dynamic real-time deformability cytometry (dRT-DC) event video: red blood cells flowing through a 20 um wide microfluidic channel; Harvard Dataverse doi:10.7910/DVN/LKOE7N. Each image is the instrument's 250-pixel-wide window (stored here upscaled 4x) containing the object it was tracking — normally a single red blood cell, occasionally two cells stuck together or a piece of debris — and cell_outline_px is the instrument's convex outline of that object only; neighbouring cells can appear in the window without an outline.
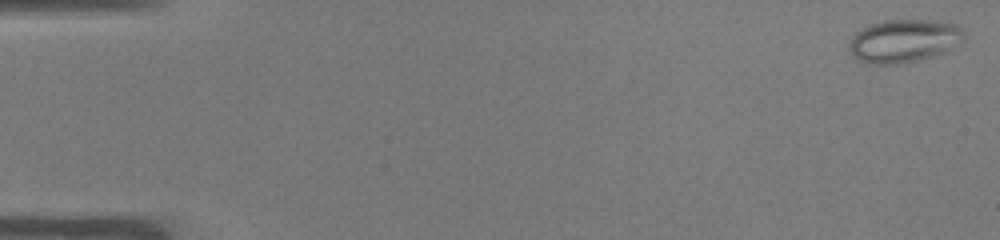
{"species": "common noctule bat (a hibernating species)", "species_latin": "Nyctalus noctula", "temperature_condition": "warm", "stored_images_in_passage": 52, "camera_frame_rate_fps": 3000, "um_per_image_px": 0.085, "animal": {"sex": "male", "body_mass_g": 19.0, "forearm_length_mm": 50.8}, "frame": {"image": 1, "passage_image": 1, "time_ms": 0.0, "image_size_px": [1000, 240], "cell_outline_px": [[964, 36], [960, 40], [944, 52], [932, 56], [916, 60], [896, 64], [868, 64], [852, 56], [848, 44], [852, 32], [860, 28], [884, 20], [928, 20], [956, 24], [964, 32]], "centroid_in_image_um": [76.73, 3.47], "position_along_channel_um": 8.3, "area_um2": 28.67}}
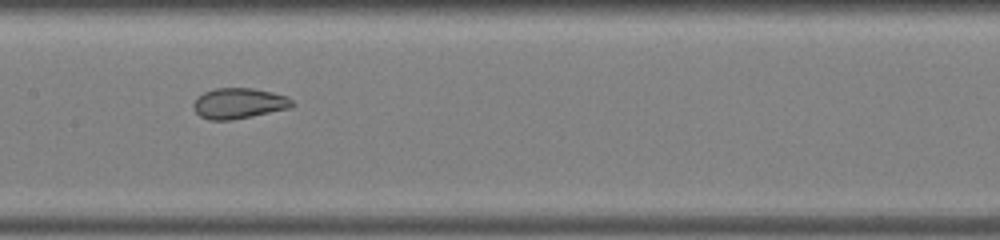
{"frame": {"image": 2, "passage_image": 26, "time_ms": 8.333, "image_size_px": [1000, 240], "cell_outline_px": [[296, 104], [292, 108], [232, 120], [208, 120], [200, 116], [192, 108], [192, 104], [196, 96], [204, 92], [216, 88], [252, 88], [272, 92], [288, 96]], "centroid_in_image_um": [20.3, 8.79], "position_along_channel_um": 187.1, "area_um2": 17.92}}
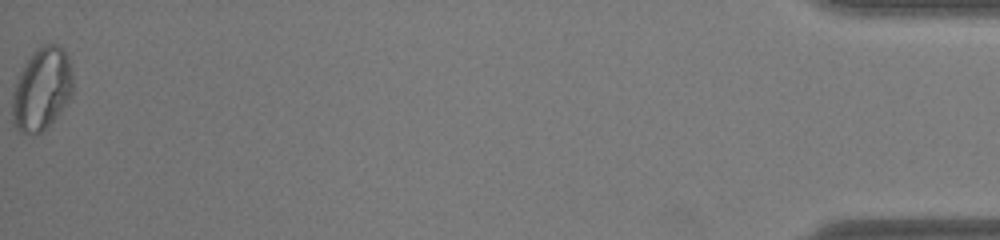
{"frame": {"image": 3, "passage_image": 52, "time_ms": 17.0, "image_size_px": [1000, 240], "cell_outline_px": [[72, 92], [48, 128], [36, 136], [32, 136], [20, 132], [12, 124], [12, 92], [16, 80], [24, 64], [36, 48], [44, 44], [56, 44], [64, 48], [68, 56], [72, 72]], "centroid_in_image_um": [3.52, 7.6], "position_along_channel_um": 431.7, "area_um2": 29.48}, "authors_computed_cell_mechanics": {"area_um2": 23.3801, "velocity_mm_per_s": 3.9176, "shape_relaxation_time_tau1_ms": null, "shape_relaxation_time_tau2_ms": 0.7586, "deformation_change_tau1": null, "deformation_change_tau2": 0.0609}}